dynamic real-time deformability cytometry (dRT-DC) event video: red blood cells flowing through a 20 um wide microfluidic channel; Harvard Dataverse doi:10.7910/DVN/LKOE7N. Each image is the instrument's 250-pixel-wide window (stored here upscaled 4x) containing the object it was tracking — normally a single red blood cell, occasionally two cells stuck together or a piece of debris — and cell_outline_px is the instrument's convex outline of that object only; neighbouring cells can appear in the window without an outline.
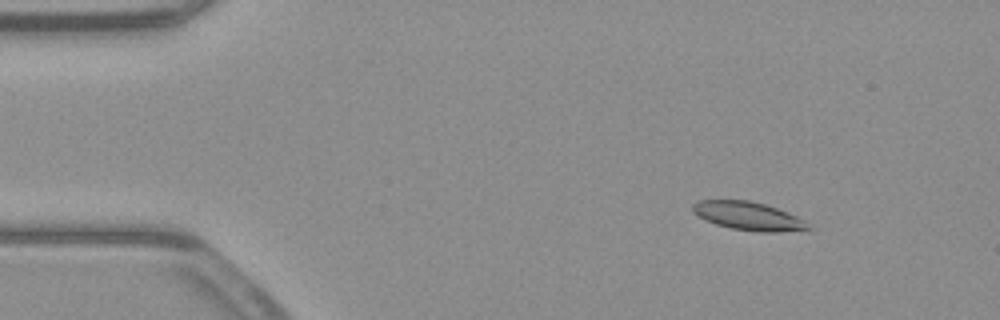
{"species": "common noctule bat (a hibernating species)", "species_latin": "Nyctalus noctula", "temperature_condition": "warm", "stored_images_in_passage": 53, "camera_frame_rate_fps": 3000, "um_per_image_px": 0.085, "animal": {"sex": "male", "body_mass_g": 23.1, "forearm_length_mm": 52.7}, "frame": {"image": 1, "passage_image": 7, "time_ms": 2.0, "image_size_px": [1000, 320], "cell_outline_px": [[816, 228], [780, 232], [760, 232], [732, 228], [716, 224], [704, 220], [692, 212], [692, 204], [696, 200], [748, 200], [764, 204], [788, 212], [804, 220]], "centroid_in_image_um": [63.6, 18.36], "position_along_channel_um": 21.4, "area_um2": 19.19}}
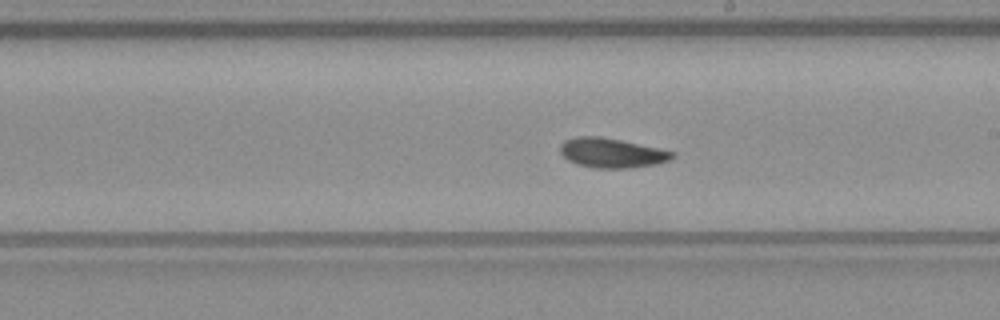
{"frame": {"image": 2, "passage_image": 30, "time_ms": 9.667, "image_size_px": [1000, 320], "cell_outline_px": [[676, 156], [668, 160], [656, 164], [632, 168], [596, 168], [576, 164], [568, 160], [560, 152], [560, 144], [564, 140], [576, 136], [600, 136], [620, 140], [676, 152]], "centroid_in_image_um": [51.98, 13.0], "position_along_channel_um": 237.0, "area_um2": 19.36}}
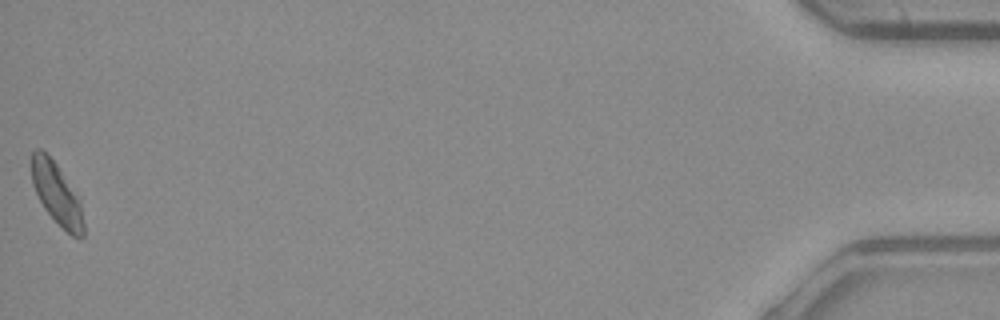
{"frame": {"image": 3, "passage_image": 53, "time_ms": 17.333, "image_size_px": [1000, 320], "cell_outline_px": [[84, 236], [72, 236], [44, 208], [32, 184], [32, 152], [36, 148], [40, 148], [56, 164], [80, 200], [84, 224]], "centroid_in_image_um": [4.82, 16.46], "position_along_channel_um": 430.4, "area_um2": 18.03}, "authors_computed_cell_mechanics": {"area_um2": 18.9584, "velocity_mm_per_s": 3.901, "shape_relaxation_time_tau1_ms": 4.1262, "shape_relaxation_time_tau2_ms": 1.653, "deformation_change_tau1": 0.1419, "deformation_change_tau2": 0.0656}}